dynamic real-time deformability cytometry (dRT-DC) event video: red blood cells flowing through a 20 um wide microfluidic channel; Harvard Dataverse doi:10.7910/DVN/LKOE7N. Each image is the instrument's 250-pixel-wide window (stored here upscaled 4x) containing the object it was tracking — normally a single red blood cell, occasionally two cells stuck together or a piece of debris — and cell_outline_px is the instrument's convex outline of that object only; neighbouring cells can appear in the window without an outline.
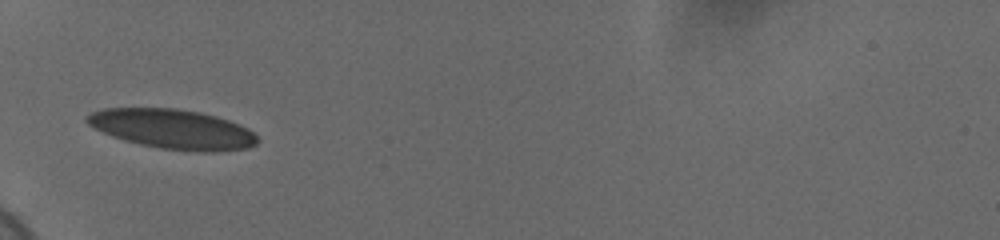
{"species": "human", "species_latin": "Homo sapiens", "temperature_condition": "cold", "stored_images_in_passage": 36, "camera_frame_rate_fps": 3000, "um_per_image_px": 0.085, "donor": {"sex": "female"}, "frame": {"image": 1, "passage_image": 1, "time_ms": 0.0, "image_size_px": [1000, 240], "cell_outline_px": [[256, 144], [248, 148], [216, 152], [196, 152], [160, 148], [140, 144], [124, 140], [112, 136], [88, 124], [84, 120], [92, 112], [104, 108], [176, 108], [200, 112], [216, 116], [240, 124], [248, 128], [256, 136]], "centroid_in_image_um": [14.69, 10.97], "position_along_channel_um": 70.3, "area_um2": 39.25}}
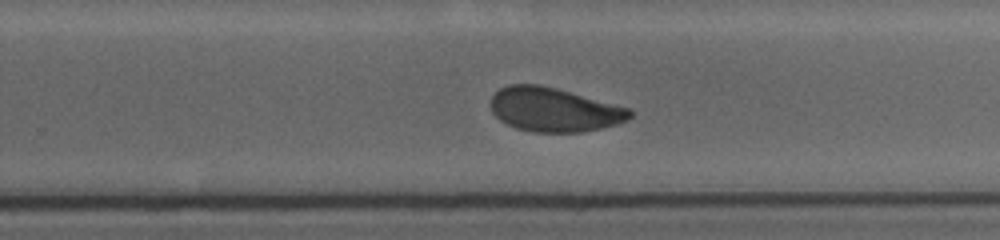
{"frame": {"image": 2, "passage_image": 19, "time_ms": 6.0, "image_size_px": [1000, 240], "cell_outline_px": [[632, 116], [628, 120], [604, 128], [580, 132], [532, 132], [516, 128], [500, 120], [492, 112], [492, 96], [500, 88], [508, 84], [540, 84], [556, 88], [632, 108]], "centroid_in_image_um": [47.13, 9.32], "position_along_channel_um": 282.7, "area_um2": 35.84}}
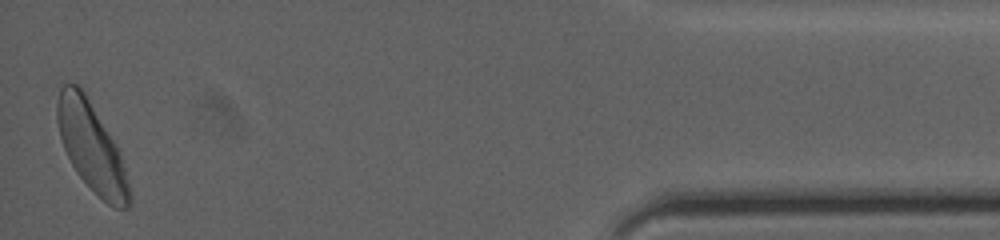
{"frame": {"image": 3, "passage_image": 36, "time_ms": 11.667, "image_size_px": [1000, 240], "cell_outline_px": [[132, 192], [128, 208], [112, 208], [76, 172], [64, 148], [60, 136], [56, 120], [56, 104], [60, 88], [64, 84], [76, 84], [84, 92], [116, 144], [120, 152]], "centroid_in_image_um": [7.79, 12.51], "position_along_channel_um": 427.4, "area_um2": 36.82}, "authors_computed_cell_mechanics": {"area_um2": 36.7897, "velocity_mm_per_s": 3.6507, "shape_relaxation_time_tau1_ms": 4.0304, "shape_relaxation_time_tau2_ms": 2.021, "deformation_change_tau1": 0.1283, "deformation_change_tau2": 0.0752}}